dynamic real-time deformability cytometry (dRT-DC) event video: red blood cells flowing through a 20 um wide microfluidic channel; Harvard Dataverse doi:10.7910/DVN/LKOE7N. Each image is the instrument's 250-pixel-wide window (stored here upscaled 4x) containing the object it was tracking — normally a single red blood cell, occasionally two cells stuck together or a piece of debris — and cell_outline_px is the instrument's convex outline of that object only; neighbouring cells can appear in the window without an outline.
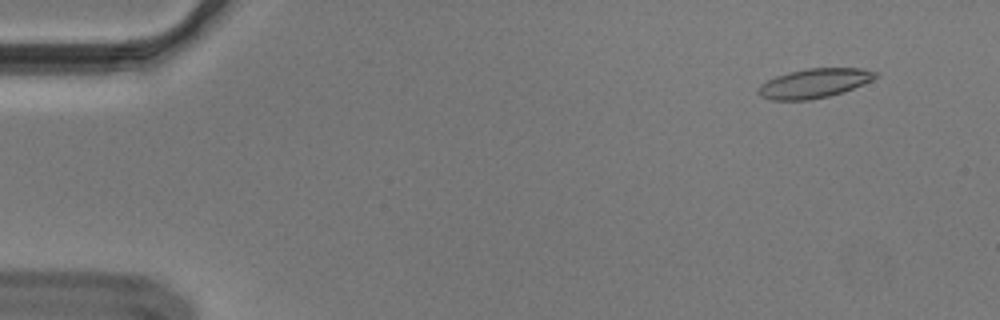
{"species": "Egyptian fruit bat (a non-hibernating species)", "species_latin": "Rousettus aegyptiacus", "temperature_condition": "cold", "stored_images_in_passage": 55, "camera_frame_rate_fps": 3000, "um_per_image_px": 0.085, "animal": {"sex": "male"}, "frame": {"image": 1, "passage_image": 5, "time_ms": 1.333, "image_size_px": [1000, 320], "cell_outline_px": [[880, 76], [872, 80], [844, 92], [828, 96], [808, 100], [772, 100], [760, 96], [756, 92], [756, 88], [760, 84], [776, 76], [788, 72], [808, 68], [860, 68], [880, 72]], "centroid_in_image_um": [69.21, 7.07], "position_along_channel_um": 15.8, "area_um2": 20.23}}
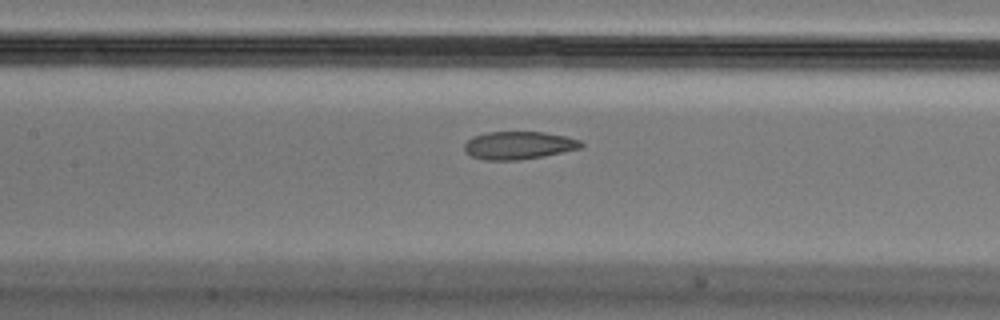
{"frame": {"image": 2, "passage_image": 26, "time_ms": 8.333, "image_size_px": [1000, 320], "cell_outline_px": [[584, 144], [580, 148], [540, 156], [516, 160], [484, 160], [472, 156], [464, 152], [464, 144], [472, 136], [488, 132], [544, 132], [564, 136], [580, 140]], "centroid_in_image_um": [44.03, 12.34], "position_along_channel_um": 163.4, "area_um2": 18.73}}
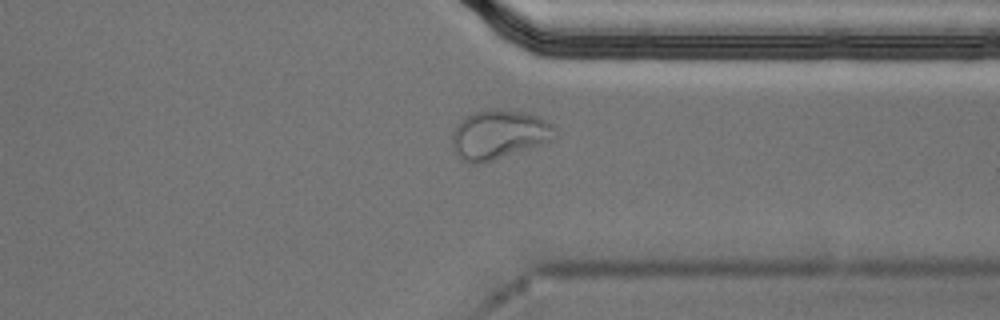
{"frame": {"image": 3, "passage_image": 43, "time_ms": 14.0, "image_size_px": [1000, 320], "cell_outline_px": [[556, 140], [480, 164], [472, 164], [460, 160], [452, 148], [452, 132], [456, 124], [464, 116], [472, 112], [500, 108], [520, 112], [536, 116], [552, 124], [556, 132]], "centroid_in_image_um": [42.37, 11.45], "position_along_channel_um": 369.0, "area_um2": 29.77}, "authors_computed_cell_mechanics": {"area_um2": 20.3456, "velocity_mm_per_s": 3.6376, "shape_relaxation_time_tau1_ms": null, "shape_relaxation_time_tau2_ms": 1.346, "deformation_change_tau1": null, "deformation_change_tau2": 0.0693}}